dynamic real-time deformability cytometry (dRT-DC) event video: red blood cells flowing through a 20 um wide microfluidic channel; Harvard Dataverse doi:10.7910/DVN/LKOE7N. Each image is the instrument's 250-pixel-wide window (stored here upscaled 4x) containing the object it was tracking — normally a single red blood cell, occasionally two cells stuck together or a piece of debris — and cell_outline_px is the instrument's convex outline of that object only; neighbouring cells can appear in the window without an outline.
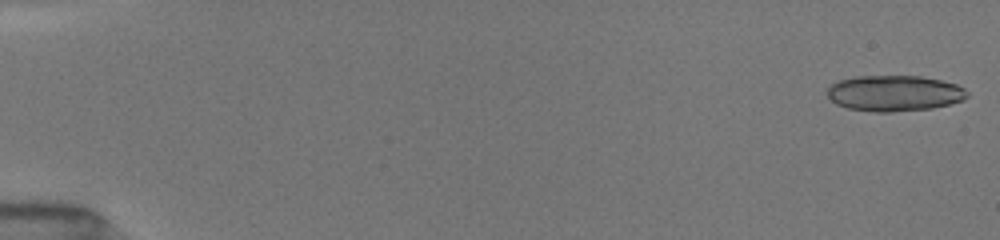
{"species": "common noctule bat (a hibernating species)", "species_latin": "Nyctalus noctula", "temperature_condition": "room temperature", "stored_images_in_passage": 21, "camera_frame_rate_fps": 3000, "um_per_image_px": 0.085, "animal": {"sex": "female", "body_mass_g": 19.5, "forearm_length_mm": 54.1}, "frame": {"image": 1, "passage_image": 1, "time_ms": 0.0, "image_size_px": [1000, 240], "cell_outline_px": [[968, 96], [964, 100], [932, 108], [888, 112], [876, 112], [848, 108], [836, 104], [828, 96], [828, 88], [836, 80], [856, 76], [920, 76], [940, 80], [956, 84], [964, 88], [968, 92]], "centroid_in_image_um": [76.02, 7.92], "position_along_channel_um": 9.0, "area_um2": 29.19}}
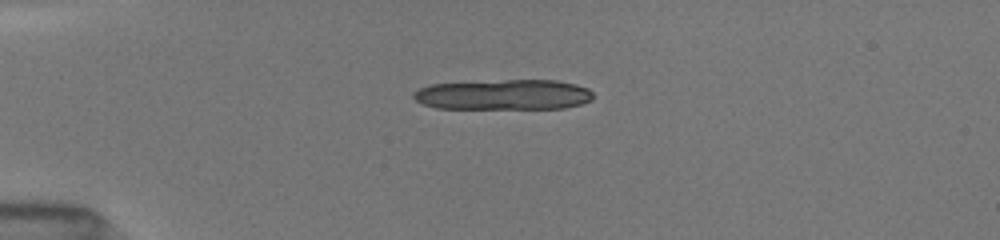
{"frame": {"image": 2, "passage_image": 13, "time_ms": 4.0, "image_size_px": [1000, 240], "cell_outline_px": [[592, 100], [580, 104], [564, 108], [436, 108], [424, 104], [416, 100], [412, 96], [412, 92], [420, 88], [432, 84], [504, 80], [556, 80], [576, 84], [588, 88], [592, 92]], "centroid_in_image_um": [42.82, 8.04], "position_along_channel_um": 42.2, "area_um2": 31.62}}